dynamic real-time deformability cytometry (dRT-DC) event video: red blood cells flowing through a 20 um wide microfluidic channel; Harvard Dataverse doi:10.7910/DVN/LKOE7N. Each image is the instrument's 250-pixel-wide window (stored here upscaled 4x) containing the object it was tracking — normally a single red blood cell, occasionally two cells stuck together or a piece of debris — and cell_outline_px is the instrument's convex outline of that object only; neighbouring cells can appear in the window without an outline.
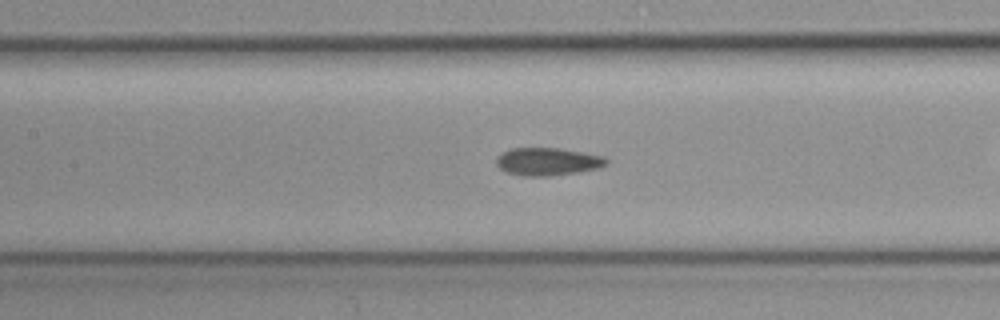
{"species": "common noctule bat (a hibernating species)", "species_latin": "Nyctalus noctula", "temperature_condition": "cold", "stored_images_in_passage": 25, "camera_frame_rate_fps": 3000, "um_per_image_px": 0.085, "animal": {"sex": "female", "body_mass_g": 19.3, "forearm_length_mm": 54.1}, "frame": {"image": 1, "passage_image": 8, "time_ms": 2.333, "image_size_px": [1000, 320], "cell_outline_px": [[608, 164], [600, 168], [552, 176], [524, 176], [504, 172], [496, 164], [496, 156], [512, 148], [556, 148], [604, 156], [608, 160]], "centroid_in_image_um": [46.54, 13.74], "position_along_channel_um": 160.9, "area_um2": 17.8}}
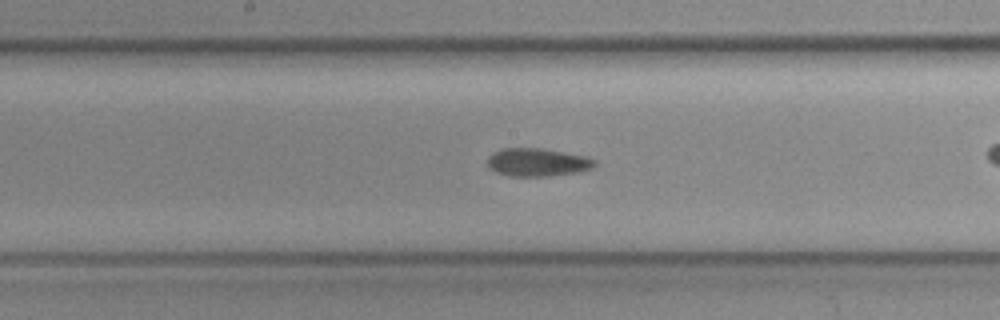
{"frame": {"image": 2, "passage_image": 11, "time_ms": 3.333, "image_size_px": [1000, 320], "cell_outline_px": [[596, 164], [592, 168], [576, 172], [548, 176], [508, 176], [496, 172], [488, 168], [488, 156], [492, 152], [504, 148], [540, 148], [584, 156], [596, 160]], "centroid_in_image_um": [45.63, 13.79], "position_along_channel_um": 202.6, "area_um2": 17.46}}